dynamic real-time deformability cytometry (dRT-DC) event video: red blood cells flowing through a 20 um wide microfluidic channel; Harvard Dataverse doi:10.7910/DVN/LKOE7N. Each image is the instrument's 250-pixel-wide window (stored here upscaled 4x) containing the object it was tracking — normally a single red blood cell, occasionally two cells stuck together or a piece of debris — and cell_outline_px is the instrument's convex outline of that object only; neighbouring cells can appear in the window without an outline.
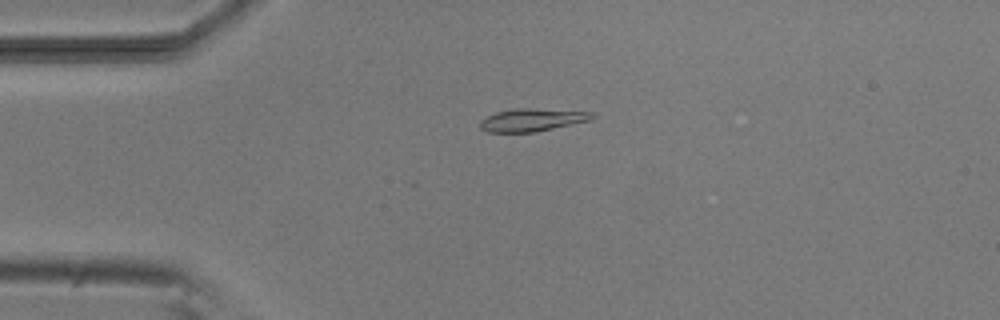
{"species": "common noctule bat (a hibernating species)", "species_latin": "Nyctalus noctula", "temperature_condition": "room temperature", "stored_images_in_passage": 42, "camera_frame_rate_fps": 3000, "um_per_image_px": 0.085, "animal": {"sex": "male", "body_mass_g": 20.5, "forearm_length_mm": 52.5}, "frame": {"image": 1, "passage_image": 1, "time_ms": 0.0, "image_size_px": [1000, 320], "cell_outline_px": [[596, 116], [588, 120], [536, 132], [488, 132], [480, 128], [480, 120], [496, 112], [512, 108], [528, 108], [596, 112]], "centroid_in_image_um": [45.21, 10.18], "position_along_channel_um": 39.8, "area_um2": 14.8}}
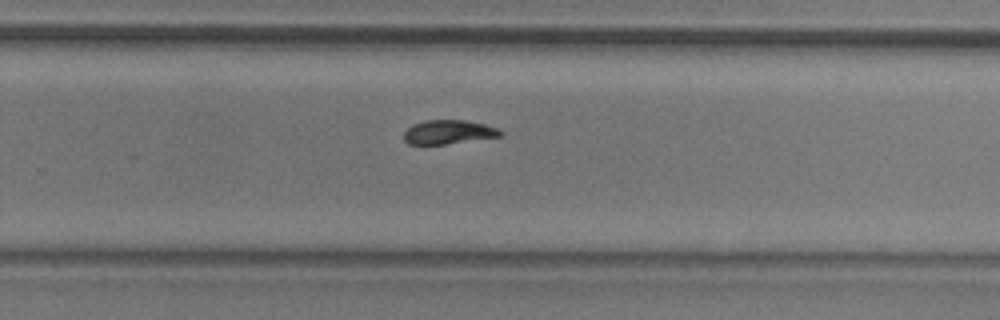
{"frame": {"image": 2, "passage_image": 23, "time_ms": 7.333, "image_size_px": [1000, 320], "cell_outline_px": [[504, 132], [500, 136], [444, 144], [408, 144], [404, 140], [404, 132], [412, 124], [424, 120], [464, 120], [484, 124], [496, 128]], "centroid_in_image_um": [38.08, 11.22], "position_along_channel_um": 291.7, "area_um2": 13.35}}
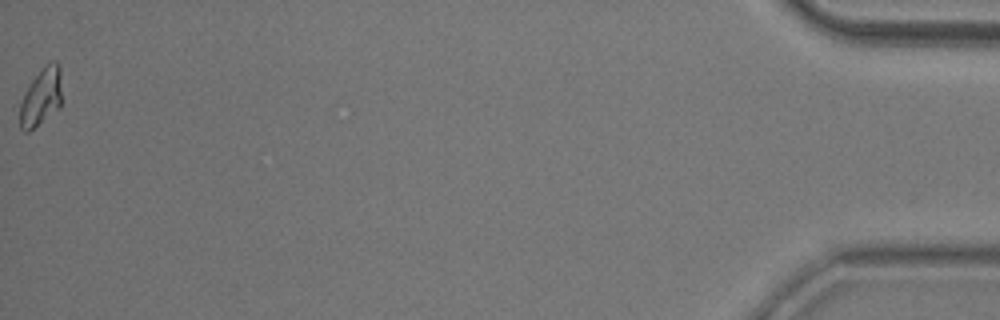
{"frame": {"image": 3, "passage_image": 42, "time_ms": 13.667, "image_size_px": [1000, 320], "cell_outline_px": [[60, 108], [28, 132], [24, 132], [20, 128], [20, 104], [32, 80], [44, 64], [52, 60], [56, 60], [60, 64]], "centroid_in_image_um": [3.51, 8.22], "position_along_channel_um": 431.7, "area_um2": 13.99}, "authors_computed_cell_mechanics": {"area_um2": 14.161, "velocity_mm_per_s": 3.7869, "shape_relaxation_time_tau1_ms": 3.6546, "shape_relaxation_time_tau2_ms": 0.8759, "deformation_change_tau1": 0.1398, "deformation_change_tau2": 0.0554}}